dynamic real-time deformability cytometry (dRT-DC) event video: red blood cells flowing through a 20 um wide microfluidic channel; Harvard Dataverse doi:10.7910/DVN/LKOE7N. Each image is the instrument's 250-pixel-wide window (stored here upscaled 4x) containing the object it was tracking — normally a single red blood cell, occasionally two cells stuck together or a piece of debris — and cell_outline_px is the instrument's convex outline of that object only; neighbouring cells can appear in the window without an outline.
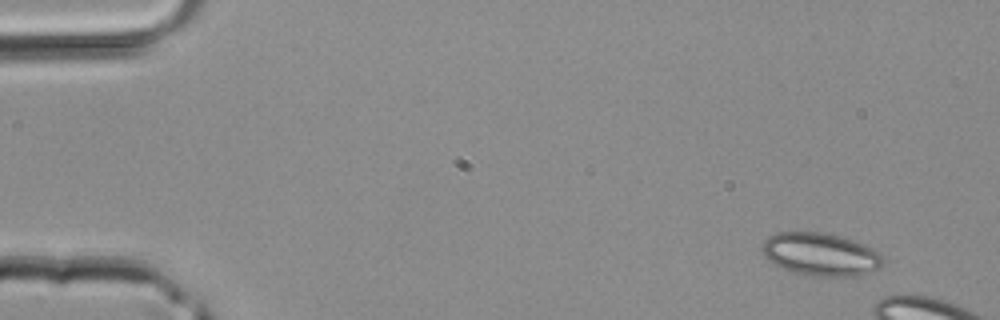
{"species": "common noctule bat (a hibernating species)", "species_latin": "Nyctalus noctula", "temperature_condition": "room temperature", "stored_images_in_passage": 9, "camera_frame_rate_fps": 3000, "um_per_image_px": 0.085, "animal": {"sex": "male", "body_mass_g": 20.4}, "frame": {"image": 1, "passage_image": 3, "time_ms": 0.667, "image_size_px": [1000, 320], "cell_outline_px": [[884, 264], [880, 268], [872, 272], [856, 276], [812, 276], [796, 272], [772, 264], [764, 256], [760, 248], [764, 240], [768, 236], [776, 232], [824, 232], [840, 236], [864, 244], [884, 256]], "centroid_in_image_um": [69.75, 21.61], "position_along_channel_um": 15.3, "area_um2": 30.46}}